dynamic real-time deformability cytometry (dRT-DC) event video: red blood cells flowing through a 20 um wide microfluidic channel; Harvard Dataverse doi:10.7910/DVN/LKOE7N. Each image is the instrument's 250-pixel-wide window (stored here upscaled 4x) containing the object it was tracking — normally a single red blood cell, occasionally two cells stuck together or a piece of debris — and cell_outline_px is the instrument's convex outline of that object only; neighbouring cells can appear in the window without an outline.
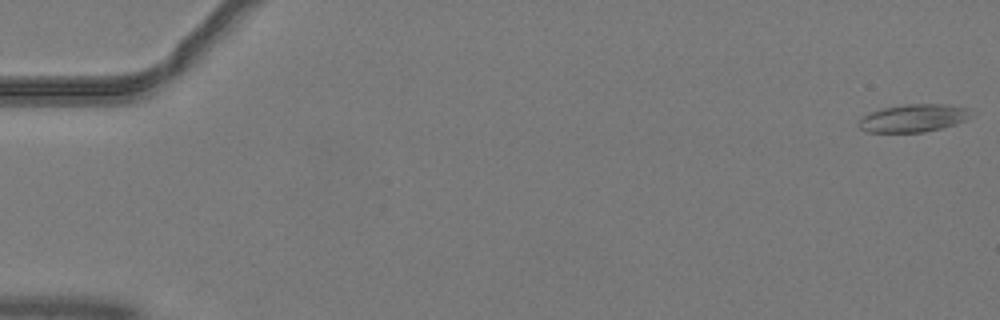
{"species": "common noctule bat (a hibernating species)", "species_latin": "Nyctalus noctula", "temperature_condition": "warm", "stored_images_in_passage": 52, "camera_frame_rate_fps": 3000, "um_per_image_px": 0.085, "animal": {"sex": "male", "body_mass_g": 19.2, "forearm_length_mm": 51.8}, "frame": {"image": 1, "passage_image": 1, "time_ms": 0.0, "image_size_px": [1000, 320], "cell_outline_px": [[972, 116], [968, 120], [956, 124], [924, 132], [864, 132], [856, 124], [864, 116], [880, 108], [904, 104], [948, 104], [972, 108]], "centroid_in_image_um": [77.7, 10.03], "position_along_channel_um": 7.3, "area_um2": 18.5}}
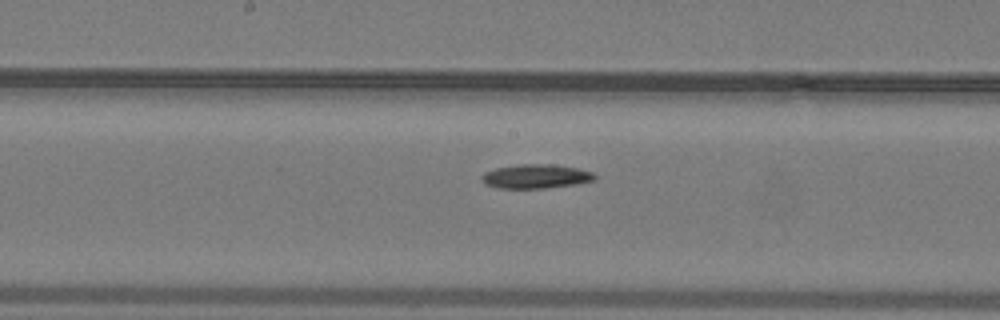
{"frame": {"image": 2, "passage_image": 28, "time_ms": 9.0, "image_size_px": [1000, 320], "cell_outline_px": [[596, 180], [576, 184], [544, 188], [496, 188], [484, 184], [480, 180], [480, 176], [484, 172], [496, 168], [516, 164], [548, 164], [576, 168], [592, 172], [596, 176]], "centroid_in_image_um": [45.49, 14.99], "position_along_channel_um": 202.7, "area_um2": 15.95}}
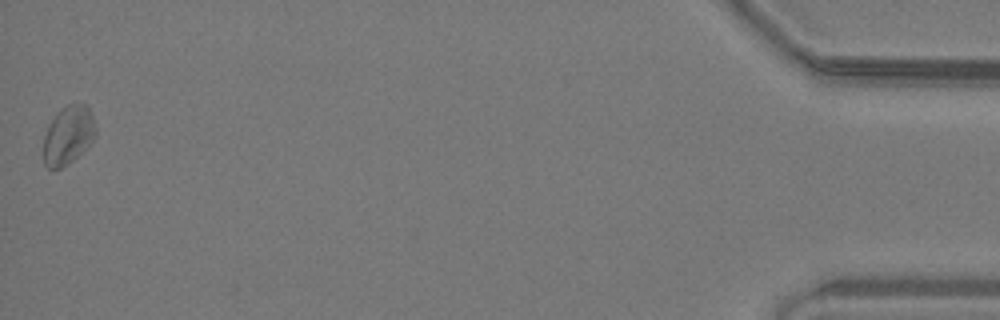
{"frame": {"image": 3, "passage_image": 52, "time_ms": 17.0, "image_size_px": [1000, 320], "cell_outline_px": [[96, 136], [68, 164], [60, 168], [48, 168], [44, 164], [44, 136], [48, 124], [68, 104], [88, 104], [96, 128]], "centroid_in_image_um": [5.8, 11.49], "position_along_channel_um": 429.4, "area_um2": 17.34}, "authors_computed_cell_mechanics": {"area_um2": 16.4441, "velocity_mm_per_s": 4.0348, "shape_relaxation_time_tau1_ms": 7.8361, "shape_relaxation_time_tau2_ms": null, "deformation_change_tau1": 0.1447, "deformation_change_tau2": null}}